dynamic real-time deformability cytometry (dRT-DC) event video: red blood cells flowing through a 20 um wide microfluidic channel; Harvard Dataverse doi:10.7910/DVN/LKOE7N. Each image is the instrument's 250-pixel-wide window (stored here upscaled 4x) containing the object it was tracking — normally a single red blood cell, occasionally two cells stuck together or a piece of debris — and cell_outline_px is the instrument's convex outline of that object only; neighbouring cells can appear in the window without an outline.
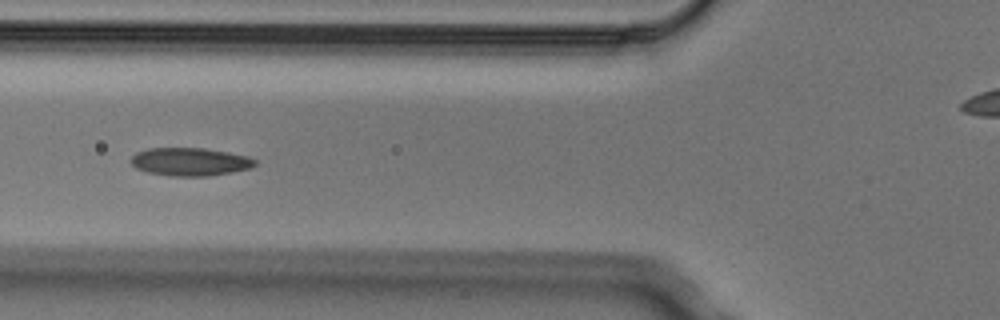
{"species": "Egyptian fruit bat (a non-hibernating species)", "species_latin": "Rousettus aegyptiacus", "temperature_condition": "cold", "stored_images_in_passage": 7, "camera_frame_rate_fps": 3000, "um_per_image_px": 0.085, "animal": {"sex": "male"}, "frame": {"image": 1, "passage_image": 4, "time_ms": 1.0, "image_size_px": [1000, 320], "cell_outline_px": [[256, 164], [252, 168], [232, 172], [208, 176], [172, 176], [148, 172], [136, 168], [128, 160], [136, 152], [148, 148], [204, 148], [228, 152], [248, 156], [256, 160]], "centroid_in_image_um": [16.15, 13.74], "position_along_channel_um": 109.7, "area_um2": 20.4}}
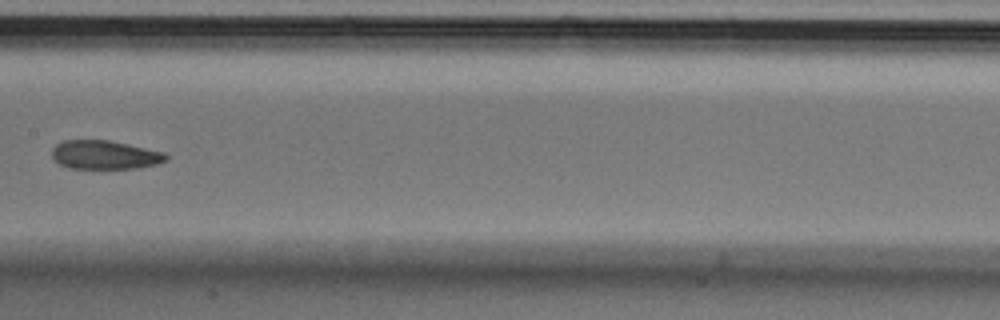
{"frame": {"image": 2, "passage_image": 6, "time_ms": 1.667, "image_size_px": [1000, 320], "cell_outline_px": [[168, 160], [156, 164], [136, 168], [68, 168], [60, 164], [52, 156], [52, 148], [56, 144], [64, 140], [108, 140], [128, 144], [164, 152], [168, 156]], "centroid_in_image_um": [8.91, 13.16], "position_along_channel_um": 198.5, "area_um2": 19.02}}
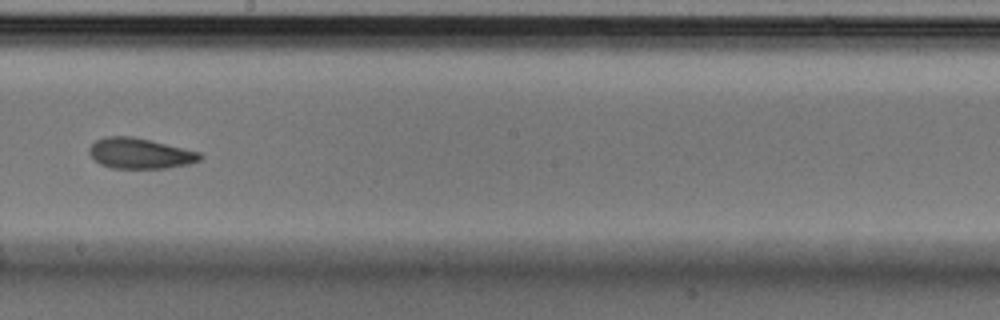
{"frame": {"image": 3, "passage_image": 7, "time_ms": 2.0, "image_size_px": [1000, 320], "cell_outline_px": [[204, 156], [200, 160], [188, 164], [168, 168], [112, 168], [100, 164], [88, 152], [88, 148], [96, 140], [104, 136], [132, 136], [200, 152]], "centroid_in_image_um": [11.89, 13.04], "position_along_channel_um": 236.3, "area_um2": 19.65}}